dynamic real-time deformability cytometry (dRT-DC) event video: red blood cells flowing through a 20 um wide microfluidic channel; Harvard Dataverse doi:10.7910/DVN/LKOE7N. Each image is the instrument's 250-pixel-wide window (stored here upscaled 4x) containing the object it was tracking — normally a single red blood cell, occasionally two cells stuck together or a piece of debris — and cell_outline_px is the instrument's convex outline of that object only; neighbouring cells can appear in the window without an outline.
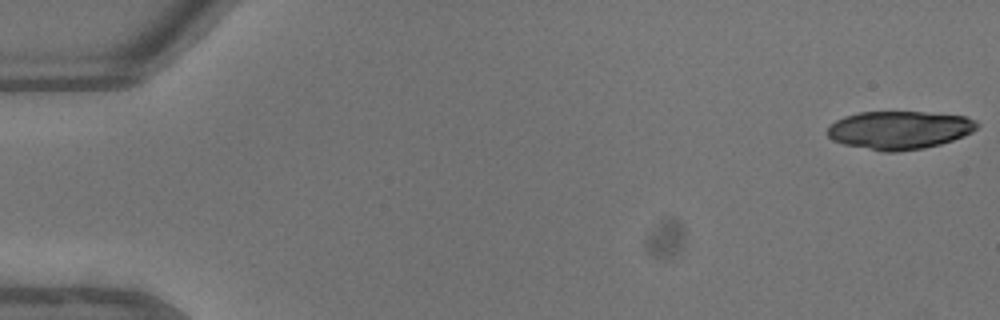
{"species": "common noctule bat (a hibernating species)", "species_latin": "Nyctalus noctula", "temperature_condition": "warm", "stored_images_in_passage": 16, "camera_frame_rate_fps": 3000, "um_per_image_px": 0.085, "animal": {"sex": "male", "body_mass_g": 13.3}, "frame": {"image": 1, "passage_image": 1, "time_ms": 0.0, "image_size_px": [1000, 320], "cell_outline_px": [[980, 124], [972, 132], [964, 136], [940, 144], [924, 148], [896, 152], [884, 152], [844, 144], [832, 140], [828, 136], [828, 128], [836, 120], [844, 116], [860, 112], [924, 112], [968, 116], [976, 120]], "centroid_in_image_um": [76.47, 11.05], "position_along_channel_um": 8.5, "area_um2": 33.35}}